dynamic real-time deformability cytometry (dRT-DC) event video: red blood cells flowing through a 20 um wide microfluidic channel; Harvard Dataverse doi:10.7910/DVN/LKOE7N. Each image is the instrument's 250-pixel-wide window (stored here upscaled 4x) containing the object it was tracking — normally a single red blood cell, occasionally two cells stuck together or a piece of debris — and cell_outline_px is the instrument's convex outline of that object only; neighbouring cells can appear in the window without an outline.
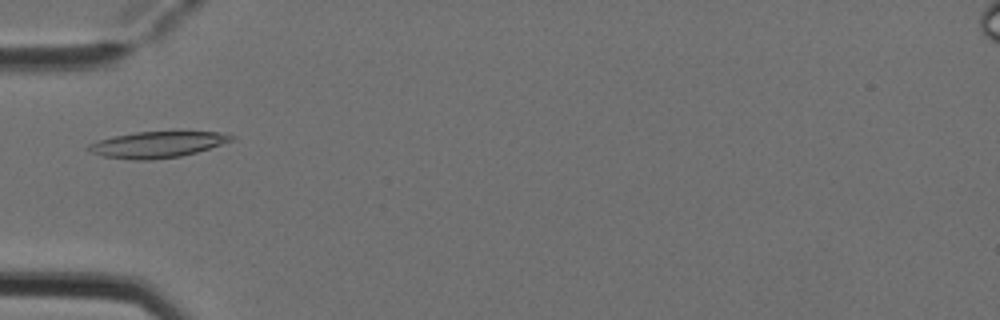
{"species": "Egyptian fruit bat (a non-hibernating species)", "species_latin": "Rousettus aegyptiacus", "temperature_condition": "cold", "stored_images_in_passage": 4, "camera_frame_rate_fps": 3000, "um_per_image_px": 0.085, "animal": {"sex": "female"}, "frame": {"image": 1, "passage_image": 4, "time_ms": 1.0, "image_size_px": [1000, 320], "cell_outline_px": [[236, 136], [232, 140], [196, 152], [180, 156], [152, 160], [132, 160], [104, 156], [92, 152], [84, 148], [88, 144], [112, 136], [136, 132], [216, 132]], "centroid_in_image_um": [13.31, 12.29], "position_along_channel_um": 71.7, "area_um2": 21.44}}